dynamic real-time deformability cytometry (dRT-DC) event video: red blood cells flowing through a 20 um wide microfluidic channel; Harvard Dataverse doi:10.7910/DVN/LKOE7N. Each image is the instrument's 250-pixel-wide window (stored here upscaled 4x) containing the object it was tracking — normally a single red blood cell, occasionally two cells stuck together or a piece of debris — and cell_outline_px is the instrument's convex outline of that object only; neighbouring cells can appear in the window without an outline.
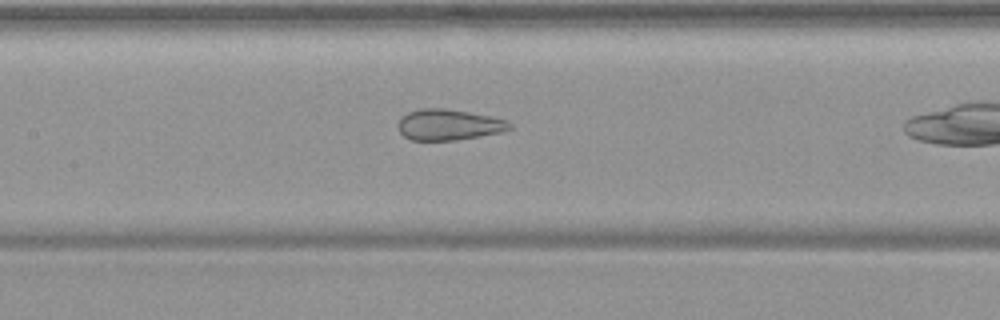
{"species": "common noctule bat (a hibernating species)", "species_latin": "Nyctalus noctula", "temperature_condition": "warm", "stored_images_in_passage": 30, "camera_frame_rate_fps": 3000, "um_per_image_px": 0.085, "animal": {"sex": "female", "body_mass_g": 19.9}, "frame": {"image": 1, "passage_image": 13, "time_ms": 4.0, "image_size_px": [1000, 320], "cell_outline_px": [[512, 128], [500, 132], [480, 136], [456, 140], [412, 140], [404, 136], [396, 128], [396, 124], [400, 116], [408, 112], [420, 108], [444, 108], [492, 116], [508, 120], [512, 124]], "centroid_in_image_um": [38.11, 10.59], "position_along_channel_um": 169.3, "area_um2": 20.35}}
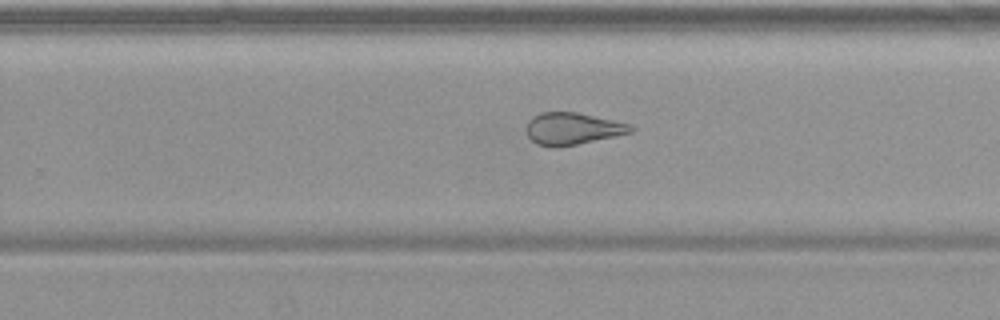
{"frame": {"image": 2, "passage_image": 22, "time_ms": 7.0, "image_size_px": [1000, 320], "cell_outline_px": [[636, 128], [632, 132], [616, 136], [560, 148], [548, 148], [536, 144], [524, 132], [524, 128], [528, 120], [532, 116], [540, 112], [576, 112], [632, 124]], "centroid_in_image_um": [48.62, 10.95], "position_along_channel_um": 281.2, "area_um2": 20.06}}